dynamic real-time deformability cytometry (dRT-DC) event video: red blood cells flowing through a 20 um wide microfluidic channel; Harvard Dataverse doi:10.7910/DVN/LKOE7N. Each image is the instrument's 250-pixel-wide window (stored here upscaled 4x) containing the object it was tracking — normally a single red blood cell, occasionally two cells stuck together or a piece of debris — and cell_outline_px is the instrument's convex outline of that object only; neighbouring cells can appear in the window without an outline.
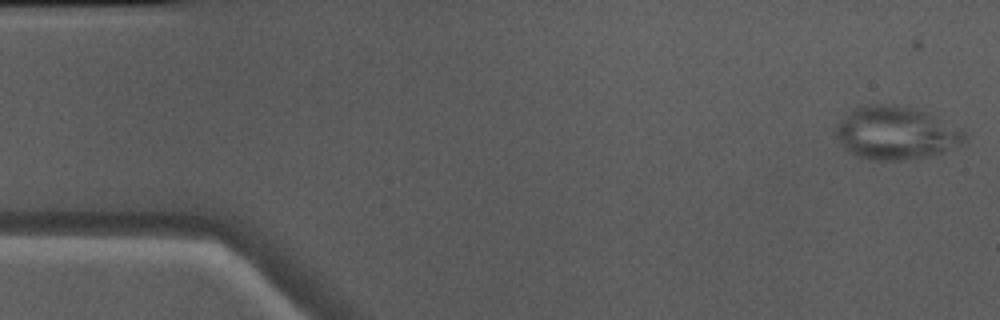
{"species": "Egyptian fruit bat (a non-hibernating species)", "species_latin": "Rousettus aegyptiacus", "temperature_condition": "warm", "stored_images_in_passage": 49, "camera_frame_rate_fps": 3000, "um_per_image_px": 0.085, "animal": {"sex": "male"}, "frame": {"image": 1, "passage_image": 1, "time_ms": 0.0, "image_size_px": [1000, 320], "cell_outline_px": [[964, 140], [960, 144], [944, 152], [932, 156], [900, 160], [880, 160], [860, 156], [852, 152], [836, 136], [836, 124], [852, 108], [868, 104], [904, 104], [932, 112], [960, 128], [964, 132]], "centroid_in_image_um": [76.21, 11.25], "position_along_channel_um": 8.8, "area_um2": 40.0}}
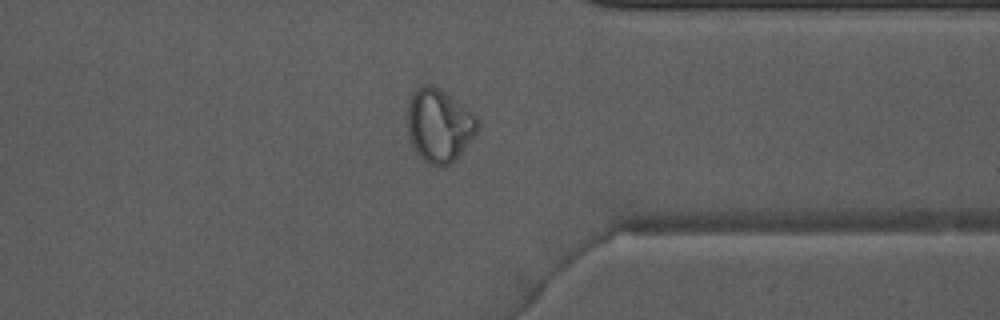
{"frame": {"image": 2, "passage_image": 38, "time_ms": 12.333, "image_size_px": [1000, 320], "cell_outline_px": [[480, 128], [456, 160], [452, 164], [444, 168], [436, 168], [428, 164], [416, 152], [412, 144], [408, 132], [408, 100], [412, 92], [420, 84], [432, 84], [440, 88], [472, 112], [480, 120]], "centroid_in_image_um": [37.34, 10.68], "position_along_channel_um": 374.1, "area_um2": 30.58}}
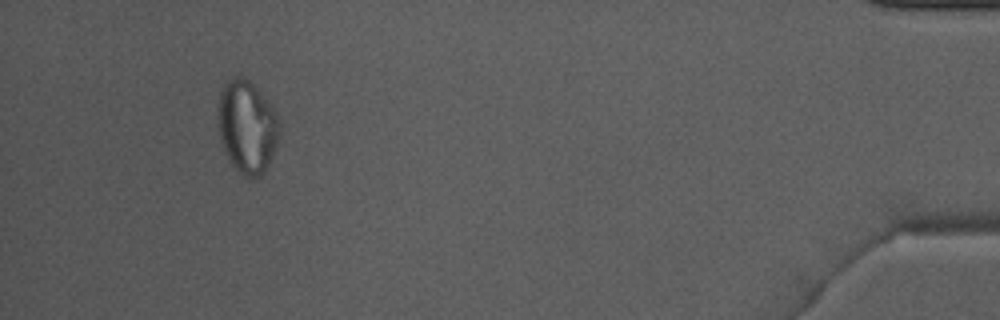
{"frame": {"image": 3, "passage_image": 46, "time_ms": 15.0, "image_size_px": [1000, 320], "cell_outline_px": [[280, 132], [268, 168], [256, 180], [252, 180], [244, 176], [232, 164], [224, 152], [216, 128], [216, 108], [220, 92], [224, 84], [228, 80], [236, 76], [240, 76], [256, 84], [268, 100], [276, 112], [280, 124]], "centroid_in_image_um": [20.97, 10.77], "position_along_channel_um": 414.2, "area_um2": 34.28}}